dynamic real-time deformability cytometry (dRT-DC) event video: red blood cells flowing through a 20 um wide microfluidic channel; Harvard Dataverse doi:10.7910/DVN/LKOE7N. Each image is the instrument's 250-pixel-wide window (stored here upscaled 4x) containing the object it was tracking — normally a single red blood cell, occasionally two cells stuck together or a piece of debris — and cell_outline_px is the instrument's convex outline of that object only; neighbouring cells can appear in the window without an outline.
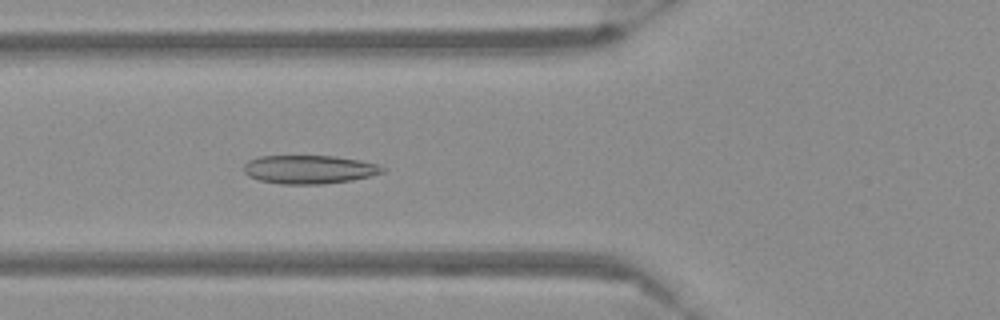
{"species": "Egyptian fruit bat (a non-hibernating species)", "species_latin": "Rousettus aegyptiacus", "temperature_condition": "warm", "stored_images_in_passage": 50, "camera_frame_rate_fps": 3000, "um_per_image_px": 0.085, "frame": {"image": 1, "passage_image": 17, "time_ms": 5.333, "image_size_px": [1000, 320], "cell_outline_px": [[388, 168], [384, 172], [372, 176], [352, 180], [324, 184], [280, 184], [260, 180], [248, 176], [244, 172], [244, 164], [248, 160], [260, 156], [336, 156], [360, 160], [376, 164]], "centroid_in_image_um": [26.31, 14.4], "position_along_channel_um": 99.5, "area_um2": 23.24}}
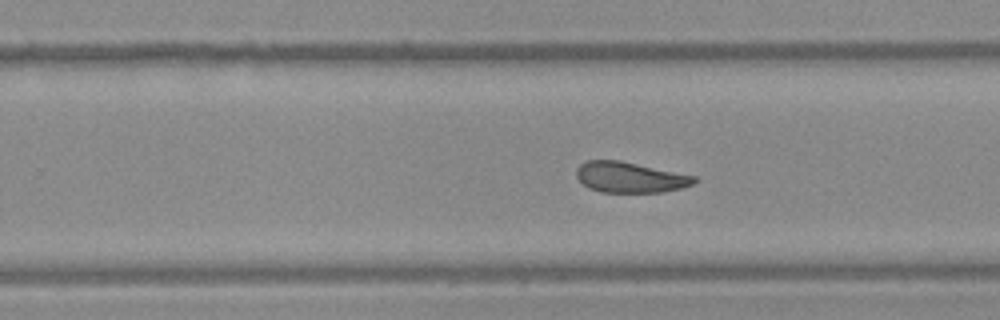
{"frame": {"image": 2, "passage_image": 31, "time_ms": 10.0, "image_size_px": [1000, 320], "cell_outline_px": [[696, 180], [692, 184], [680, 188], [664, 192], [600, 192], [588, 188], [576, 176], [576, 168], [580, 164], [588, 160], [620, 160], [696, 176]], "centroid_in_image_um": [53.52, 15.07], "position_along_channel_um": 276.3, "area_um2": 20.98}}
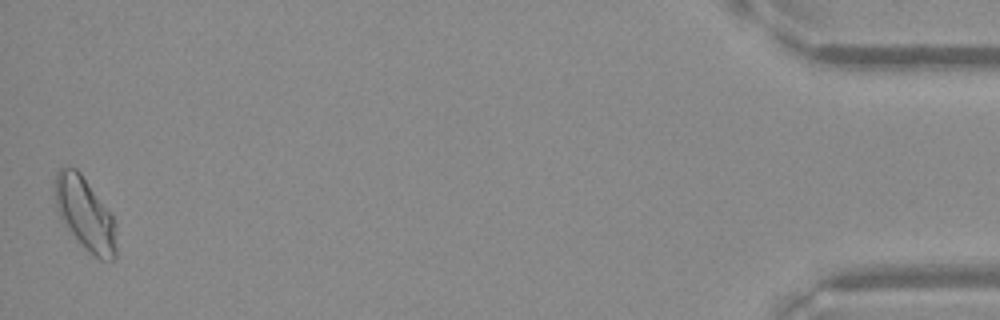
{"frame": {"image": 3, "passage_image": 50, "time_ms": 16.333, "image_size_px": [1000, 320], "cell_outline_px": [[116, 256], [112, 260], [100, 260], [88, 252], [84, 248], [60, 220], [56, 208], [56, 172], [60, 168], [76, 168], [80, 172], [112, 216], [116, 224]], "centroid_in_image_um": [7.24, 18.23], "position_along_channel_um": 428.0, "area_um2": 25.72}}